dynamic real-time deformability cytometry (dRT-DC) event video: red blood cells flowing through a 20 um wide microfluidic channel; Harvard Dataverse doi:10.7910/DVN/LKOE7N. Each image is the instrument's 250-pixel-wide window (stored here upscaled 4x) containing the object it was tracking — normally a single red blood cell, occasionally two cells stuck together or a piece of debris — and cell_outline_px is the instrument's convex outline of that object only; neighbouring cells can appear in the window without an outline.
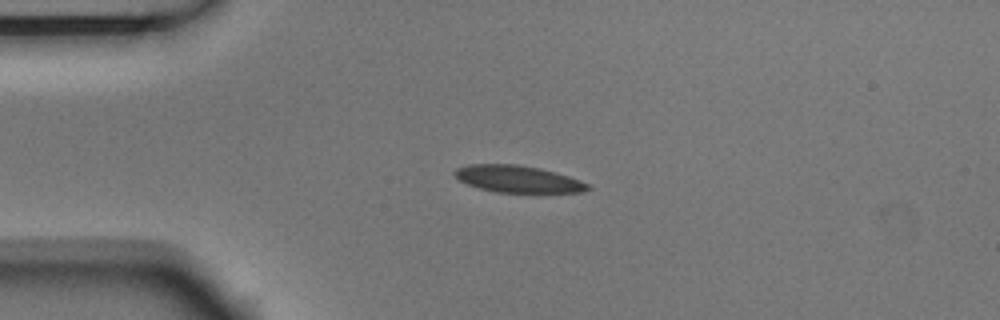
{"species": "Egyptian fruit bat (a non-hibernating species)", "species_latin": "Rousettus aegyptiacus", "temperature_condition": "room temperature", "stored_images_in_passage": 10, "camera_frame_rate_fps": 3000, "um_per_image_px": 0.085, "animal": {"sex": "male"}, "frame": {"image": 1, "passage_image": 3, "time_ms": 0.667, "image_size_px": [1000, 320], "cell_outline_px": [[592, 188], [584, 192], [532, 196], [496, 192], [480, 188], [468, 184], [460, 180], [452, 172], [456, 168], [468, 164], [516, 164], [540, 168], [556, 172], [580, 180], [588, 184]], "centroid_in_image_um": [44.12, 15.28], "position_along_channel_um": 40.9, "area_um2": 22.08}}
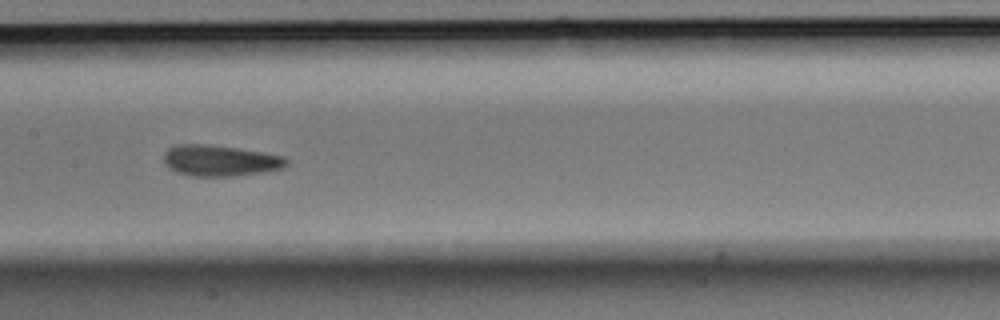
{"frame": {"image": 2, "passage_image": 7, "time_ms": 2.0, "image_size_px": [1000, 320], "cell_outline_px": [[288, 164], [284, 168], [264, 172], [236, 176], [192, 176], [176, 172], [168, 168], [164, 164], [164, 152], [168, 148], [180, 144], [208, 144], [236, 148], [284, 156], [288, 160]], "centroid_in_image_um": [18.7, 13.66], "position_along_channel_um": 188.7, "area_um2": 22.31}}
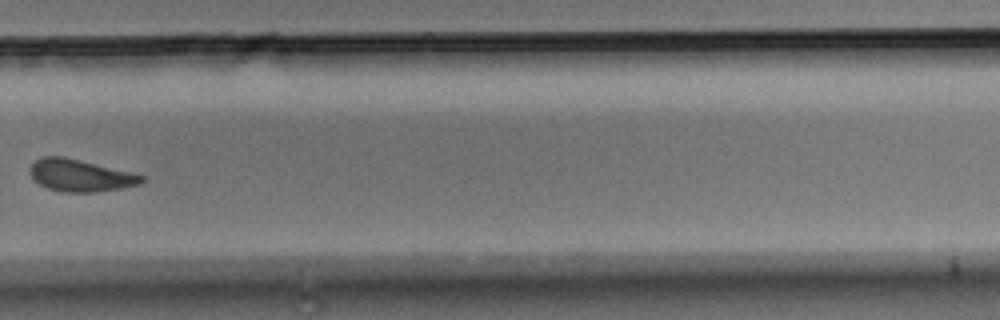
{"frame": {"image": 3, "passage_image": 10, "time_ms": 3.0, "image_size_px": [1000, 320], "cell_outline_px": [[144, 180], [140, 184], [124, 188], [96, 192], [64, 192], [48, 188], [40, 184], [28, 172], [28, 168], [36, 160], [44, 156], [64, 156], [136, 172], [144, 176]], "centroid_in_image_um": [6.88, 14.9], "position_along_channel_um": 322.9, "area_um2": 21.21}}